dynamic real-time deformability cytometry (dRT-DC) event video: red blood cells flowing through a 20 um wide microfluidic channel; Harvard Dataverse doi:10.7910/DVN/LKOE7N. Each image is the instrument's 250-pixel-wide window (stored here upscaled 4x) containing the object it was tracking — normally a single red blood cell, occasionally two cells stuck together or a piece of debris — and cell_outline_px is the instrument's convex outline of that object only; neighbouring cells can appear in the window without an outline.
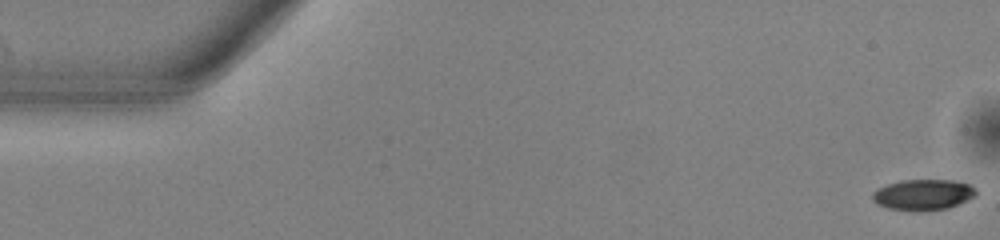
{"species": "common noctule bat (a hibernating species)", "species_latin": "Nyctalus noctula", "temperature_condition": "warm", "stored_images_in_passage": 52, "camera_frame_rate_fps": 3000, "um_per_image_px": 0.085, "animal": {"sex": "male", "body_mass_g": 13.0, "forearm_length_mm": 53.1}, "frame": {"image": 1, "passage_image": 1, "time_ms": 0.0, "image_size_px": [1000, 240], "cell_outline_px": [[976, 196], [968, 200], [948, 208], [920, 212], [916, 212], [888, 208], [876, 204], [872, 200], [872, 192], [876, 188], [900, 180], [956, 180], [972, 184], [976, 188]], "centroid_in_image_um": [78.47, 16.55], "position_along_channel_um": 6.5, "area_um2": 19.07}}
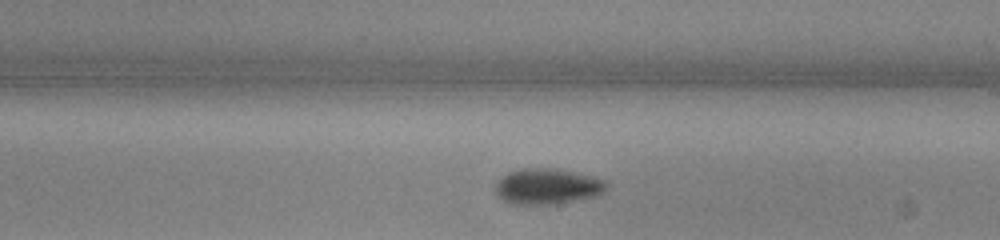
{"frame": {"image": 2, "passage_image": 30, "time_ms": 9.667, "image_size_px": [1000, 240], "cell_outline_px": [[608, 188], [604, 192], [596, 196], [552, 204], [516, 204], [504, 200], [496, 192], [496, 180], [508, 172], [524, 168], [556, 168], [592, 176], [604, 180], [608, 184]], "centroid_in_image_um": [46.54, 15.83], "position_along_channel_um": 242.5, "area_um2": 23.0}}
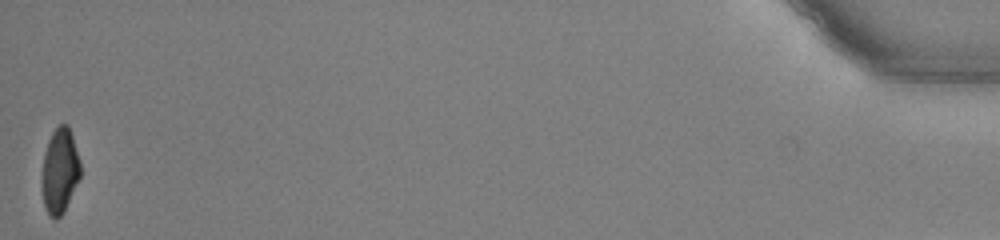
{"frame": {"image": 3, "passage_image": 52, "time_ms": 17.0, "image_size_px": [1000, 240], "cell_outline_px": [[80, 176], [64, 212], [56, 220], [48, 216], [44, 208], [40, 188], [40, 180], [44, 152], [48, 140], [52, 132], [60, 124], [68, 124], [80, 160]], "centroid_in_image_um": [5.03, 14.57], "position_along_channel_um": 430.2, "area_um2": 19.54}, "authors_computed_cell_mechanics": {"area_um2": 20.7502, "velocity_mm_per_s": 3.9635, "shape_relaxation_time_tau1_ms": 4.2647, "shape_relaxation_time_tau2_ms": 7.0857, "deformation_change_tau1": 0.1641, "deformation_change_tau2": 0.1335}}